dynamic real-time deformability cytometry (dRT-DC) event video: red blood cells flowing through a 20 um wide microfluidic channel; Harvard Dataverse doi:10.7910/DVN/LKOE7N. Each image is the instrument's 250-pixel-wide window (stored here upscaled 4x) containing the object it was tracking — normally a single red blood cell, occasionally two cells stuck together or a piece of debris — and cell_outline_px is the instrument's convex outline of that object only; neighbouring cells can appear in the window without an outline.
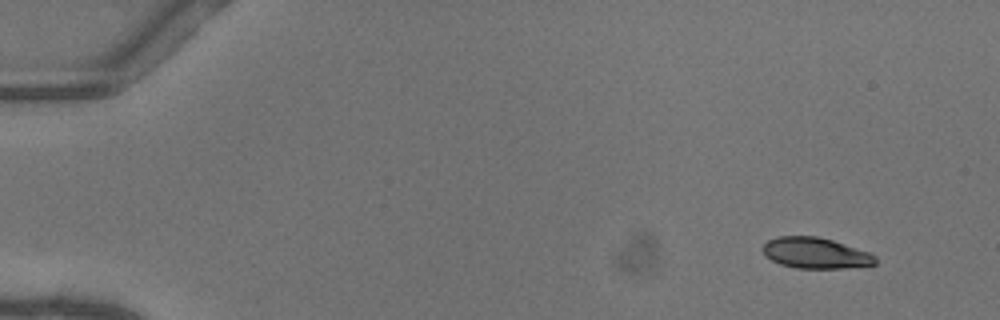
{"species": "common noctule bat (a hibernating species)", "species_latin": "Nyctalus noctula", "temperature_condition": "warm", "stored_images_in_passage": 48, "camera_frame_rate_fps": 3000, "um_per_image_px": 0.085, "animal": {"sex": "female"}, "frame": {"image": 1, "passage_image": 1, "time_ms": 0.0, "image_size_px": [1000, 320], "cell_outline_px": [[876, 264], [844, 268], [796, 268], [780, 264], [764, 256], [760, 248], [768, 240], [776, 236], [820, 236], [868, 252], [876, 256]], "centroid_in_image_um": [69.26, 21.5], "position_along_channel_um": 15.7, "area_um2": 20.35}}
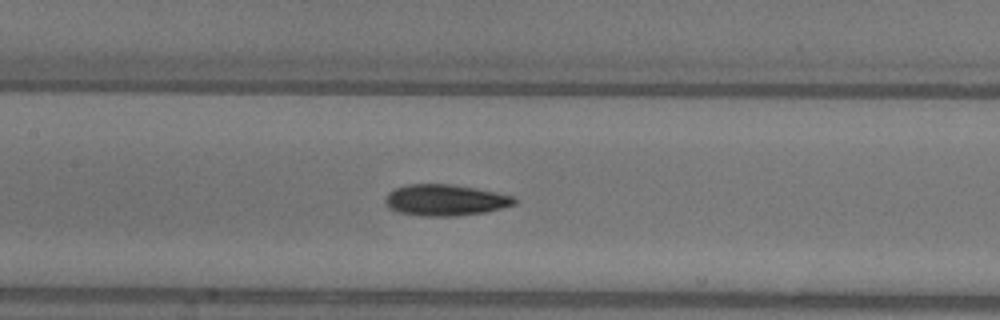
{"frame": {"image": 2, "passage_image": 22, "time_ms": 7.0, "image_size_px": [1000, 320], "cell_outline_px": [[516, 204], [504, 208], [484, 212], [456, 216], [420, 216], [396, 212], [388, 208], [384, 200], [388, 192], [396, 188], [408, 184], [452, 184], [496, 192], [516, 196]], "centroid_in_image_um": [37.84, 17.01], "position_along_channel_um": 169.6, "area_um2": 23.76}}
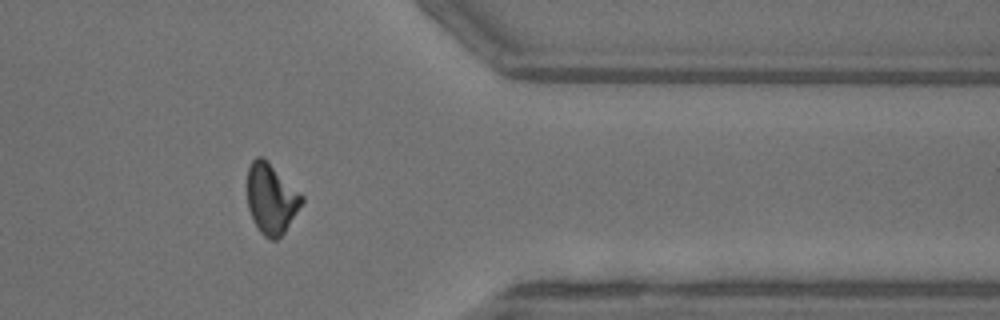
{"frame": {"image": 3, "passage_image": 39, "time_ms": 12.667, "image_size_px": [1000, 320], "cell_outline_px": [[304, 200], [284, 232], [276, 240], [272, 240], [264, 236], [260, 232], [248, 208], [248, 168], [252, 160], [256, 156], [260, 156], [304, 196]], "centroid_in_image_um": [23.05, 16.91], "position_along_channel_um": 388.4, "area_um2": 21.62}, "authors_computed_cell_mechanics": {"area_um2": 22.3975, "velocity_mm_per_s": 4.1062, "shape_relaxation_time_tau1_ms": 4.4709, "shape_relaxation_time_tau2_ms": 3.056, "deformation_change_tau1": 0.1626, "deformation_change_tau2": 0.0841}}